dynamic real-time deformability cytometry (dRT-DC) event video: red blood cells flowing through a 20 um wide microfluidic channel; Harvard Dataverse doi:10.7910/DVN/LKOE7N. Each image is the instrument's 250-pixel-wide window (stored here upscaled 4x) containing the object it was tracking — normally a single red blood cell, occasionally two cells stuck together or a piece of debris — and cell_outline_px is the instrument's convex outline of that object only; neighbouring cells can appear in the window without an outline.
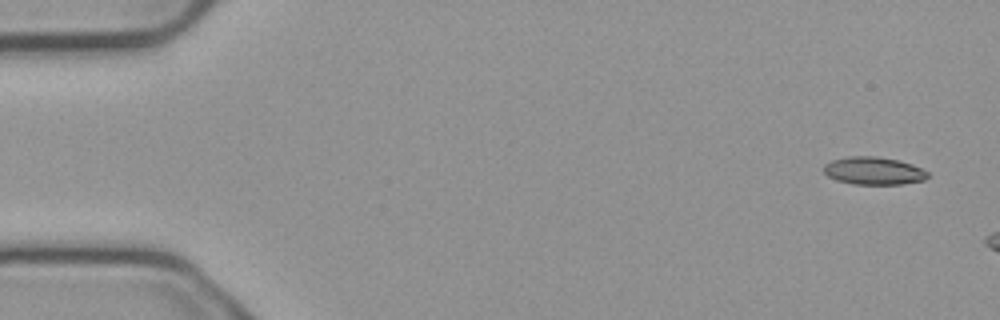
{"species": "common noctule bat (a hibernating species)", "species_latin": "Nyctalus noctula", "temperature_condition": "cold", "stored_images_in_passage": 5, "segment_of_instrument_passage": [2, 2], "camera_frame_rate_fps": 3000, "um_per_image_px": 0.085, "animal": {"sex": "male", "body_mass_g": 23.1, "forearm_length_mm": 52.7}, "frame": {"image": 1, "passage_image": 5, "time_ms": 1.333, "image_size_px": [1000, 320], "cell_outline_px": [[928, 176], [924, 180], [904, 184], [852, 184], [836, 180], [828, 176], [824, 172], [824, 164], [832, 160], [848, 156], [876, 156], [900, 160], [912, 164], [928, 172]], "centroid_in_image_um": [74.25, 14.51], "position_along_channel_um": 10.7, "area_um2": 16.88}}